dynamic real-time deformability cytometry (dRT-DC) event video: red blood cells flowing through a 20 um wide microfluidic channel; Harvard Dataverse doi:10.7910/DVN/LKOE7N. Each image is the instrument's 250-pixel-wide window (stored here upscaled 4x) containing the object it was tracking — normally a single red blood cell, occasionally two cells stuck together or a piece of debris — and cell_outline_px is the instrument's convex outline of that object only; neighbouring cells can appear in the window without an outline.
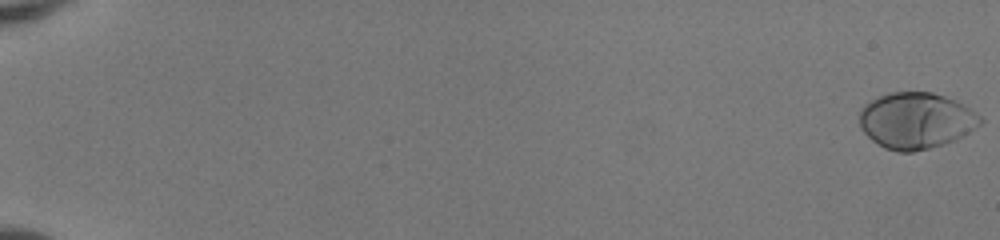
{"species": "human", "species_latin": "Homo sapiens", "temperature_condition": "room temperature", "stored_images_in_passage": 53, "camera_frame_rate_fps": 3000, "um_per_image_px": 0.085, "donor": {"sex": "female"}, "frame": {"image": 1, "passage_image": 1, "time_ms": 0.0, "image_size_px": [1000, 240], "cell_outline_px": [[984, 120], [980, 124], [956, 140], [944, 144], [912, 152], [896, 152], [884, 148], [872, 140], [860, 128], [860, 112], [864, 104], [888, 92], [932, 92], [956, 100], [964, 104], [976, 112]], "centroid_in_image_um": [77.87, 10.25], "position_along_channel_um": 7.1, "area_um2": 39.65}}
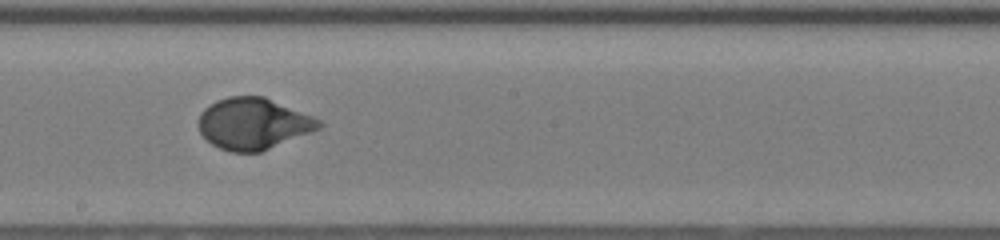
{"frame": {"image": 2, "passage_image": 33, "time_ms": 10.667, "image_size_px": [1000, 240], "cell_outline_px": [[324, 124], [320, 128], [260, 152], [232, 152], [220, 148], [212, 144], [200, 132], [200, 112], [208, 104], [216, 100], [228, 96], [264, 96], [312, 116], [320, 120]], "centroid_in_image_um": [21.52, 10.5], "position_along_channel_um": 226.7, "area_um2": 35.78}}
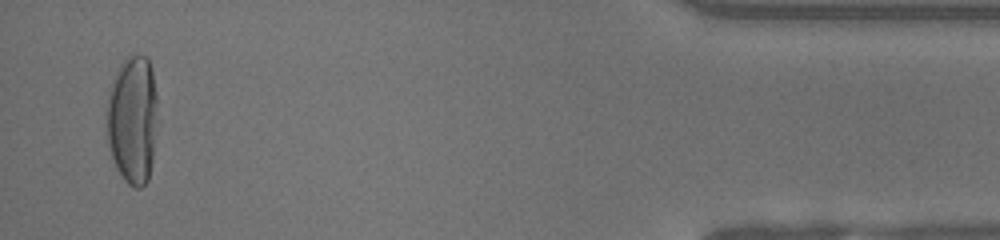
{"frame": {"image": 3, "passage_image": 52, "time_ms": 17.0, "image_size_px": [1000, 240], "cell_outline_px": [[156, 100], [152, 160], [148, 180], [140, 188], [136, 188], [128, 184], [124, 180], [116, 168], [108, 144], [108, 88], [120, 64], [124, 60], [132, 56], [148, 56], [152, 72], [156, 96]], "centroid_in_image_um": [11.25, 10.17], "position_along_channel_um": 424.0, "area_um2": 37.34}, "authors_computed_cell_mechanics": {"area_um2": 36.5874, "velocity_mm_per_s": 4.0887, "shape_relaxation_time_tau1_ms": 3.4071, "shape_relaxation_time_tau2_ms": null, "deformation_change_tau1": 0.2145, "deformation_change_tau2": null}}